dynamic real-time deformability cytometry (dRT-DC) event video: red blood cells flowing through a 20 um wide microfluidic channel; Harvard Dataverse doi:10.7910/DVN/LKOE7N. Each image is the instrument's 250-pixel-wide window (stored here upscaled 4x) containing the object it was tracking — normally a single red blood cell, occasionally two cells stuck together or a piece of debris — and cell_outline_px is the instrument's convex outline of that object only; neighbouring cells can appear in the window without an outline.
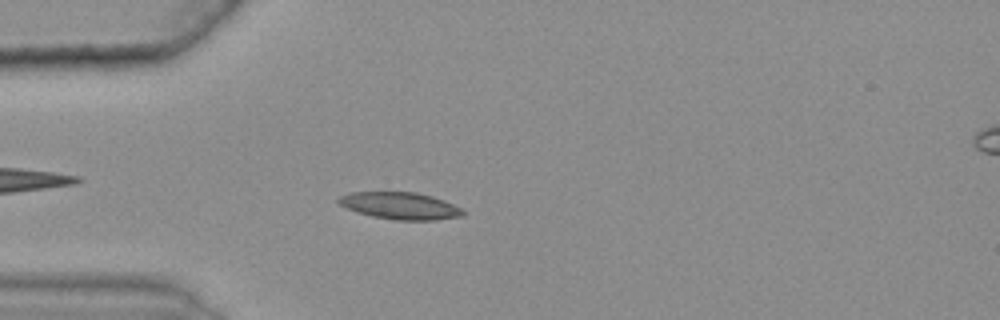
{"species": "common noctule bat (a hibernating species)", "species_latin": "Nyctalus noctula", "temperature_condition": "warm", "stored_images_in_passage": 42, "camera_frame_rate_fps": 3000, "um_per_image_px": 0.085, "animal": {"sex": "female", "body_mass_g": 25.1}, "frame": {"image": 1, "passage_image": 13, "time_ms": 4.0, "image_size_px": [1000, 320], "cell_outline_px": [[464, 216], [432, 220], [396, 220], [372, 216], [356, 212], [340, 204], [336, 200], [340, 196], [352, 192], [416, 192], [432, 196], [444, 200], [460, 208], [464, 212]], "centroid_in_image_um": [34.01, 17.49], "position_along_channel_um": 51.0, "area_um2": 19.48}}
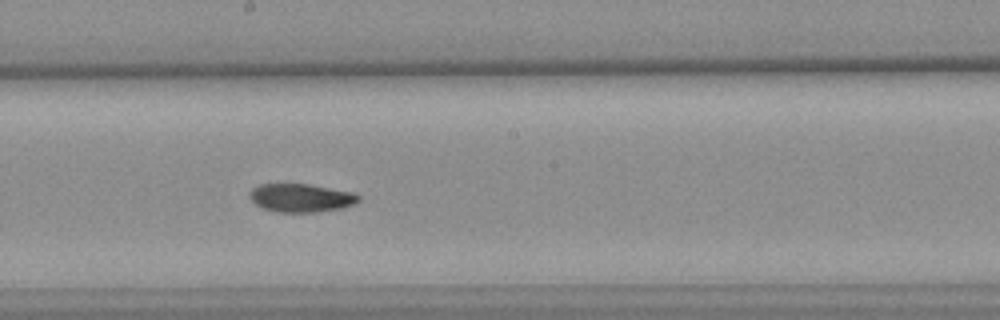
{"frame": {"image": 2, "passage_image": 28, "time_ms": 9.0, "image_size_px": [1000, 320], "cell_outline_px": [[360, 200], [344, 208], [316, 212], [276, 212], [264, 208], [256, 204], [248, 196], [248, 192], [252, 188], [260, 184], [308, 184], [356, 192], [360, 196]], "centroid_in_image_um": [25.6, 16.81], "position_along_channel_um": 222.6, "area_um2": 18.15}}
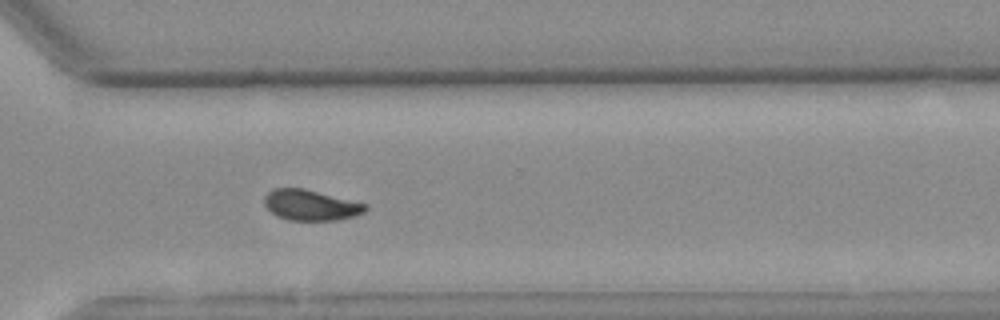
{"frame": {"image": 3, "passage_image": 38, "time_ms": 12.333, "image_size_px": [1000, 320], "cell_outline_px": [[368, 208], [364, 212], [356, 216], [340, 220], [288, 220], [276, 216], [264, 204], [264, 196], [272, 188], [304, 188], [368, 204]], "centroid_in_image_um": [26.43, 17.43], "position_along_channel_um": 344.2, "area_um2": 18.21}, "authors_computed_cell_mechanics": {"area_um2": 18.6694, "velocity_mm_per_s": 3.6393, "shape_relaxation_time_tau1_ms": null, "shape_relaxation_time_tau2_ms": 3.6789, "deformation_change_tau1": null, "deformation_change_tau2": 0.0783}}